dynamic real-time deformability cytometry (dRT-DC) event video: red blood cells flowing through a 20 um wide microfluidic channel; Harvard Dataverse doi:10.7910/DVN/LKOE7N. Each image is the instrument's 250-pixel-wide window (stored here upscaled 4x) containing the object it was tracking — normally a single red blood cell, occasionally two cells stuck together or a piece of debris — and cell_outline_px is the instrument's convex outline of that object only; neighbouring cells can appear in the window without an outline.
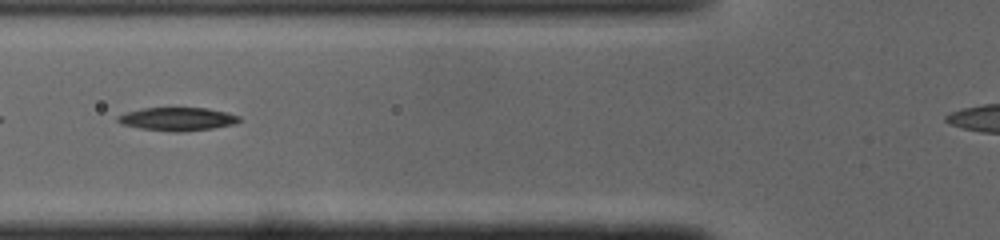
{"species": "common noctule bat (a hibernating species)", "species_latin": "Nyctalus noctula", "temperature_condition": "cold", "stored_images_in_passage": 13, "camera_frame_rate_fps": 3000, "um_per_image_px": 0.085, "animal": {"sex": "male", "body_mass_g": 19.0, "forearm_length_mm": 50.8}, "frame": {"image": 1, "passage_image": 4, "time_ms": 1.0, "image_size_px": [1000, 240], "cell_outline_px": [[244, 120], [236, 124], [212, 128], [180, 132], [172, 132], [140, 128], [124, 124], [116, 120], [116, 116], [128, 112], [144, 108], [208, 108], [228, 112], [240, 116]], "centroid_in_image_um": [15.16, 10.12], "position_along_channel_um": 110.6, "area_um2": 16.53}}
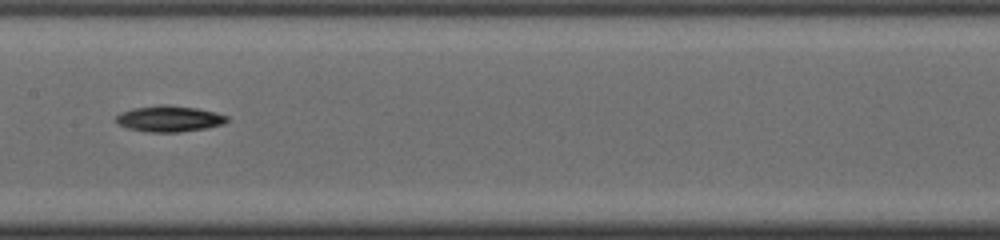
{"frame": {"image": 2, "passage_image": 10, "time_ms": 3.0, "image_size_px": [1000, 240], "cell_outline_px": [[228, 120], [224, 124], [208, 128], [180, 132], [152, 132], [128, 128], [120, 124], [116, 120], [116, 116], [120, 112], [132, 108], [160, 104], [168, 104], [196, 108], [216, 112], [228, 116]], "centroid_in_image_um": [14.42, 10.08], "position_along_channel_um": 193.0, "area_um2": 16.94}}